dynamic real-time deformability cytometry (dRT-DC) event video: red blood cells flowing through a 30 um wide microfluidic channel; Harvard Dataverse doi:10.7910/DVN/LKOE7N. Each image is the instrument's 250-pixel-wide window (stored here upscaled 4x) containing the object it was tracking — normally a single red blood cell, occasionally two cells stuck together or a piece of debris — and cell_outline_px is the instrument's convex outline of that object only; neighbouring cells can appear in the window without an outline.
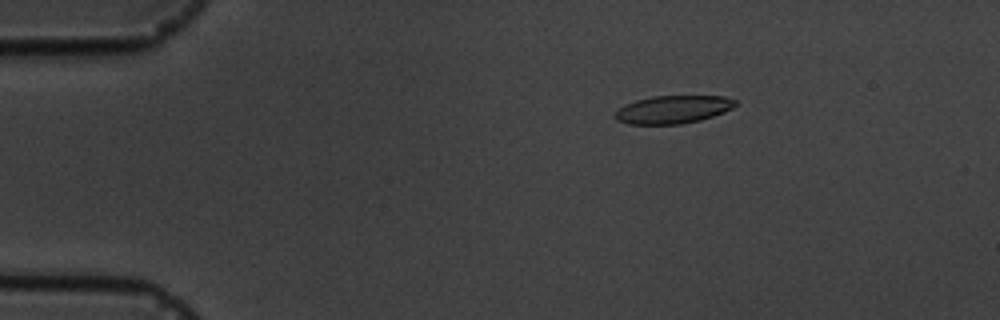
{"species": "common noctule bat (a hibernating species)", "species_latin": "Nyctalus noctula", "temperature_condition": "cold", "stored_images_in_passage": 5, "camera_frame_rate_fps": 3000, "um_per_image_px": 0.085, "animal": {"sex": "male", "body_mass_g": 19.5, "forearm_length_mm": 54.6}, "frame": {"image": 1, "passage_image": 3, "time_ms": 2.333, "image_size_px": [1000, 320], "cell_outline_px": [[736, 104], [732, 108], [724, 112], [700, 120], [680, 124], [628, 124], [616, 120], [612, 116], [624, 104], [636, 100], [652, 96], [724, 96], [736, 100]], "centroid_in_image_um": [57.17, 9.3], "position_along_channel_um": 27.8, "area_um2": 19.59}}
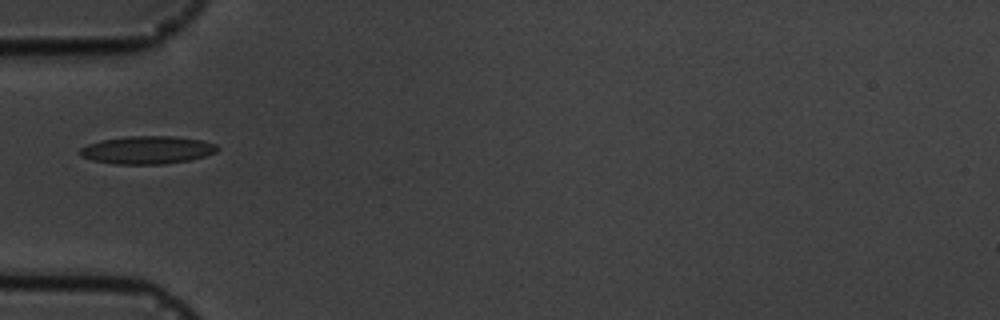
{"frame": {"image": 2, "passage_image": 5, "time_ms": 5.333, "image_size_px": [1000, 320], "cell_outline_px": [[220, 148], [216, 152], [192, 160], [164, 164], [112, 164], [92, 160], [80, 156], [80, 148], [88, 144], [100, 140], [128, 136], [172, 136], [200, 140], [216, 144]], "centroid_in_image_um": [12.51, 12.75], "position_along_channel_um": 72.5, "area_um2": 22.43}}